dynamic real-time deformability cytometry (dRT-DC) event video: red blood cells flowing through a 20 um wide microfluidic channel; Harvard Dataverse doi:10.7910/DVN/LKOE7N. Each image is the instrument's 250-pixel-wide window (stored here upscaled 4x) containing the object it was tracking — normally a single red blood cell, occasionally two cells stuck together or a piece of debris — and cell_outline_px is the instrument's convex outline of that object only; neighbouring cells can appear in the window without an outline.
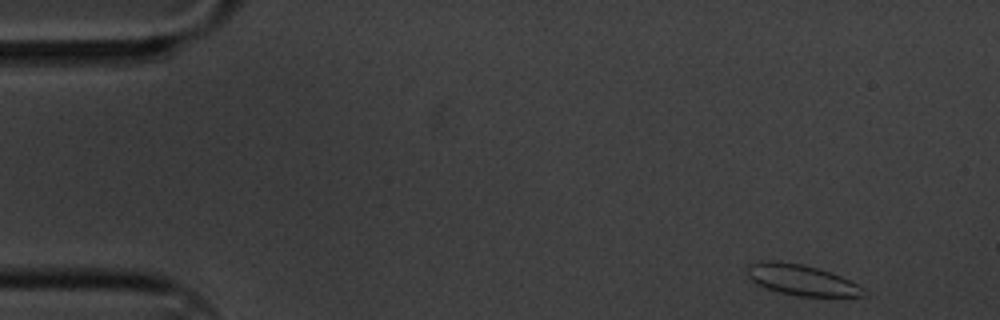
{"species": "common noctule bat (a hibernating species)", "species_latin": "Nyctalus noctula", "temperature_condition": "cold", "stored_images_in_passage": 8, "camera_frame_rate_fps": 3000, "um_per_image_px": 0.085, "animal": {"sex": "male", "body_mass_g": 20.1, "forearm_length_mm": 53.5}, "frame": {"image": 1, "passage_image": 1, "time_ms": 0.0, "image_size_px": [1000, 320], "cell_outline_px": [[864, 296], [796, 296], [780, 292], [756, 284], [748, 276], [748, 264], [760, 260], [772, 260], [804, 264], [840, 276], [864, 288]], "centroid_in_image_um": [68.08, 23.78], "position_along_channel_um": 16.9, "area_um2": 20.58}}
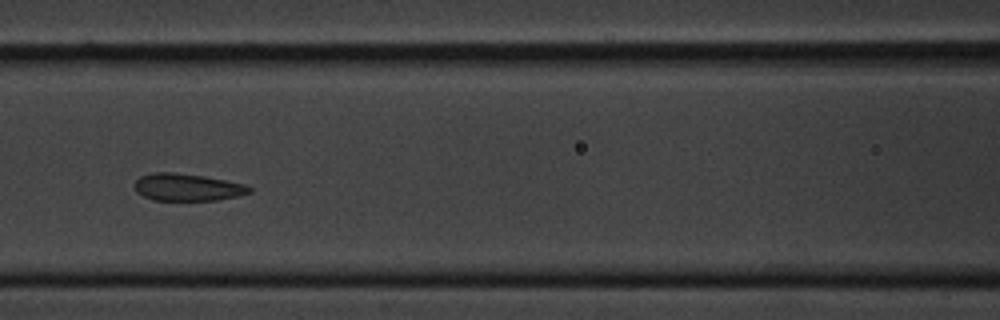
{"frame": {"image": 2, "passage_image": 7, "time_ms": 2.0, "image_size_px": [1000, 320], "cell_outline_px": [[252, 192], [240, 196], [216, 200], [152, 200], [136, 192], [136, 180], [140, 176], [156, 172], [172, 172], [204, 176], [244, 184], [252, 188]], "centroid_in_image_um": [15.95, 15.92], "position_along_channel_um": 150.7, "area_um2": 18.15}}
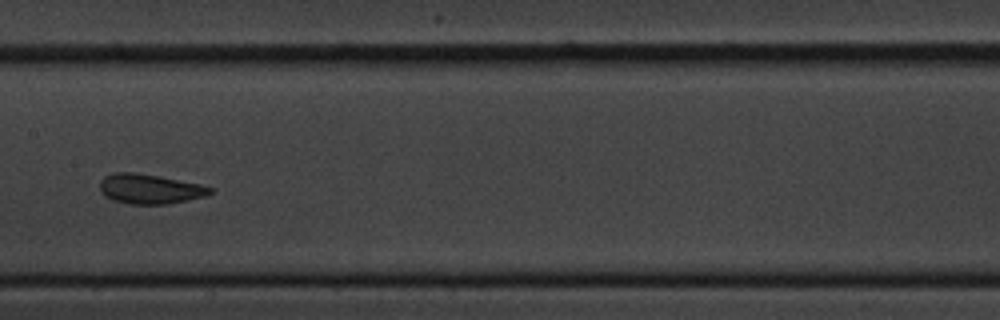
{"frame": {"image": 3, "passage_image": 8, "time_ms": 2.333, "image_size_px": [1000, 320], "cell_outline_px": [[212, 192], [208, 196], [168, 204], [128, 204], [112, 200], [104, 196], [100, 192], [100, 180], [104, 176], [112, 172], [136, 172], [160, 176], [200, 184], [212, 188]], "centroid_in_image_um": [12.71, 16.06], "position_along_channel_um": 194.7, "area_um2": 19.42}}